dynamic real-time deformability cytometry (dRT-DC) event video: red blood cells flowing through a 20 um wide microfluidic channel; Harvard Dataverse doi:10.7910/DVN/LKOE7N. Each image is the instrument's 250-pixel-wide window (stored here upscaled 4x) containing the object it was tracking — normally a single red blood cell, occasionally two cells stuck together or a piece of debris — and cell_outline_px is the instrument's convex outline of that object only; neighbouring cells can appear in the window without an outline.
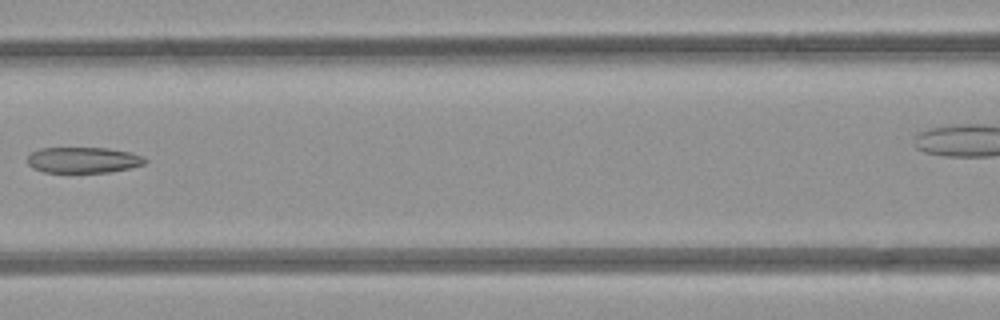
{"species": "common noctule bat (a hibernating species)", "species_latin": "Nyctalus noctula", "temperature_condition": "room temperature", "stored_images_in_passage": 6, "segment_of_instrument_passage": [1, 2], "camera_frame_rate_fps": 3000, "um_per_image_px": 0.085, "animal": {"sex": "female", "body_mass_g": 21.9}, "frame": {"image": 1, "passage_image": 5, "time_ms": 5.333, "image_size_px": [1000, 320], "cell_outline_px": [[148, 160], [144, 164], [132, 168], [108, 172], [44, 172], [32, 168], [28, 164], [28, 156], [32, 152], [40, 148], [108, 148], [132, 152], [144, 156]], "centroid_in_image_um": [7.12, 13.6], "position_along_channel_um": 159.5, "area_um2": 17.86}}